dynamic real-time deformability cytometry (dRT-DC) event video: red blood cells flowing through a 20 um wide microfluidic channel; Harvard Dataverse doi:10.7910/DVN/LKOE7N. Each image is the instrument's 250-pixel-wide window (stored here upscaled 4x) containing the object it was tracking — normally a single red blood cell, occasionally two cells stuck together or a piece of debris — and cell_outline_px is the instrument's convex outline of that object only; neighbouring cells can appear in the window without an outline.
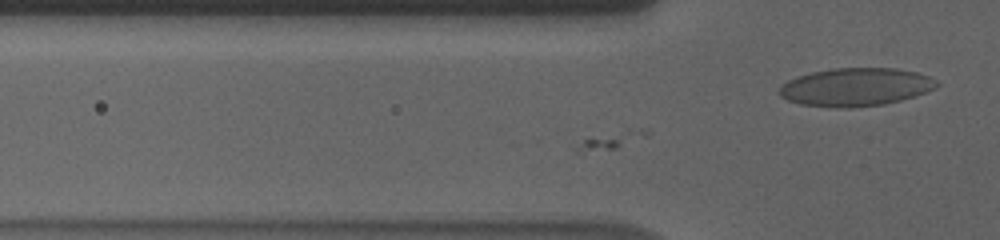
{"species": "human", "species_latin": "Homo sapiens", "temperature_condition": "cold", "stored_images_in_passage": 6, "camera_frame_rate_fps": 3000, "um_per_image_px": 0.085, "donor": {"sex": "male"}, "frame": {"image": 1, "passage_image": 6, "time_ms": 1.667, "image_size_px": [1000, 240], "cell_outline_px": [[940, 84], [936, 88], [900, 100], [884, 104], [852, 108], [836, 108], [800, 104], [788, 100], [780, 96], [776, 92], [788, 80], [796, 76], [812, 72], [832, 68], [896, 68], [916, 72], [928, 76], [936, 80]], "centroid_in_image_um": [72.7, 7.4], "position_along_channel_um": 53.1, "area_um2": 35.03}}